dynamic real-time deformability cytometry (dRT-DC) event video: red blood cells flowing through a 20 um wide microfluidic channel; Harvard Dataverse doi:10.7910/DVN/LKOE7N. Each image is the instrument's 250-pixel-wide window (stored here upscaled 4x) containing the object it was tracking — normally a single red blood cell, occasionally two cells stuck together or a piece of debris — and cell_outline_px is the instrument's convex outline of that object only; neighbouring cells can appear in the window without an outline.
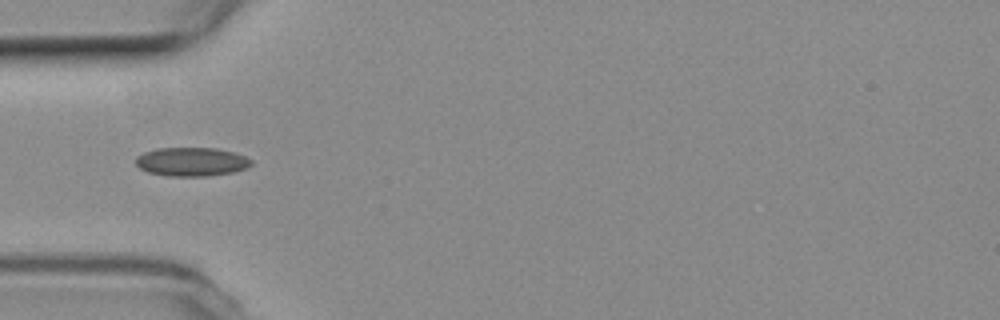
{"species": "common noctule bat (a hibernating species)", "species_latin": "Nyctalus noctula", "temperature_condition": "room temperature", "stored_images_in_passage": 38, "camera_frame_rate_fps": 3000, "um_per_image_px": 0.085, "animal": {"sex": "female", "body_mass_g": 19.3, "forearm_length_mm": 54.1}, "frame": {"image": 1, "passage_image": 1, "time_ms": 0.0, "image_size_px": [1000, 320], "cell_outline_px": [[252, 164], [248, 168], [232, 172], [204, 176], [168, 176], [148, 172], [140, 168], [136, 164], [136, 156], [144, 152], [156, 148], [216, 148], [232, 152], [244, 156], [252, 160]], "centroid_in_image_um": [16.27, 13.75], "position_along_channel_um": 68.7, "area_um2": 19.31}}
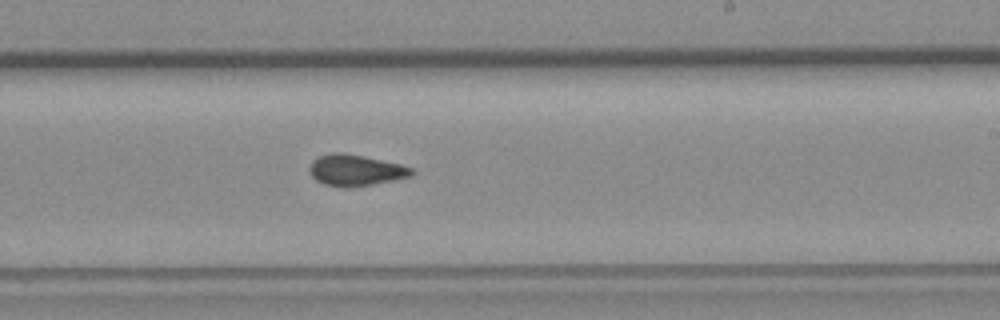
{"frame": {"image": 2, "passage_image": 16, "time_ms": 5.0, "image_size_px": [1000, 320], "cell_outline_px": [[416, 172], [412, 176], [352, 188], [344, 188], [324, 184], [316, 180], [312, 176], [308, 168], [312, 160], [320, 156], [332, 152], [340, 152], [364, 156], [400, 164], [412, 168]], "centroid_in_image_um": [30.21, 14.47], "position_along_channel_um": 258.8, "area_um2": 18.67}}
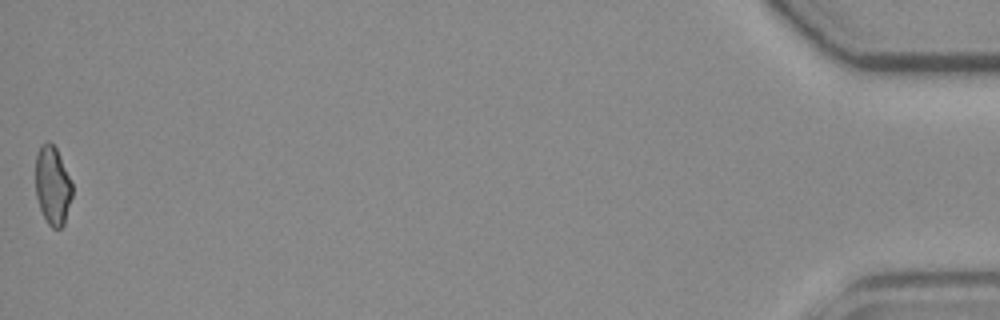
{"frame": {"image": 3, "passage_image": 38, "time_ms": 12.333, "image_size_px": [1000, 320], "cell_outline_px": [[72, 196], [64, 224], [60, 228], [52, 228], [48, 224], [40, 208], [36, 196], [36, 152], [40, 144], [48, 140], [56, 148], [72, 184]], "centroid_in_image_um": [4.45, 15.75], "position_along_channel_um": 430.7, "area_um2": 16.7}, "authors_computed_cell_mechanics": {"area_um2": 17.8313, "velocity_mm_per_s": 3.7847, "shape_relaxation_time_tau1_ms": null, "shape_relaxation_time_tau2_ms": 2.721, "deformation_change_tau1": null, "deformation_change_tau2": 0.0606}}